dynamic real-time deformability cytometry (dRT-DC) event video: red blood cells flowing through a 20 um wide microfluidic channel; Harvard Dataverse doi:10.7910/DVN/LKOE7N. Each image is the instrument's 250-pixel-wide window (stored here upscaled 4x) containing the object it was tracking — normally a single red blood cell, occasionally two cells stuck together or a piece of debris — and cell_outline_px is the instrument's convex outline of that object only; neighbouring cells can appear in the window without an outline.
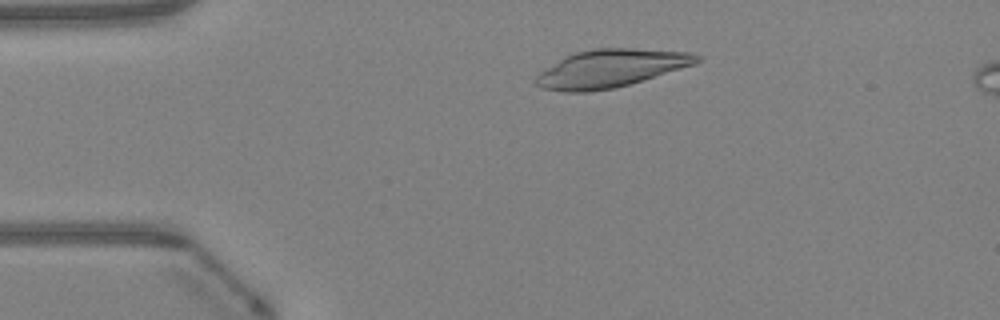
{"species": "Egyptian fruit bat (a non-hibernating species)", "species_latin": "Rousettus aegyptiacus", "temperature_condition": "warm", "stored_images_in_passage": 46, "camera_frame_rate_fps": 3000, "um_per_image_px": 0.085, "animal": {"sex": "female"}, "frame": {"image": 1, "passage_image": 8, "time_ms": 2.333, "image_size_px": [1000, 320], "cell_outline_px": [[700, 60], [696, 64], [616, 88], [588, 92], [564, 92], [544, 88], [536, 84], [532, 80], [540, 72], [564, 56], [576, 52], [596, 48], [628, 48], [692, 52], [700, 56]], "centroid_in_image_um": [51.9, 5.82], "position_along_channel_um": 33.1, "area_um2": 35.49}}
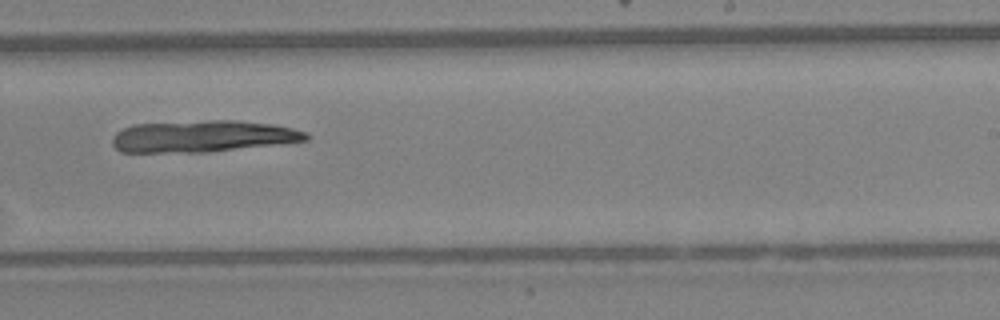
{"frame": {"image": 2, "passage_image": 28, "time_ms": 9.0, "image_size_px": [1000, 320], "cell_outline_px": [[308, 140], [204, 152], [120, 152], [112, 144], [112, 136], [116, 132], [132, 124], [208, 120], [232, 120], [272, 124], [292, 128], [308, 132]], "centroid_in_image_um": [17.18, 11.57], "position_along_channel_um": 271.8, "area_um2": 35.55}}
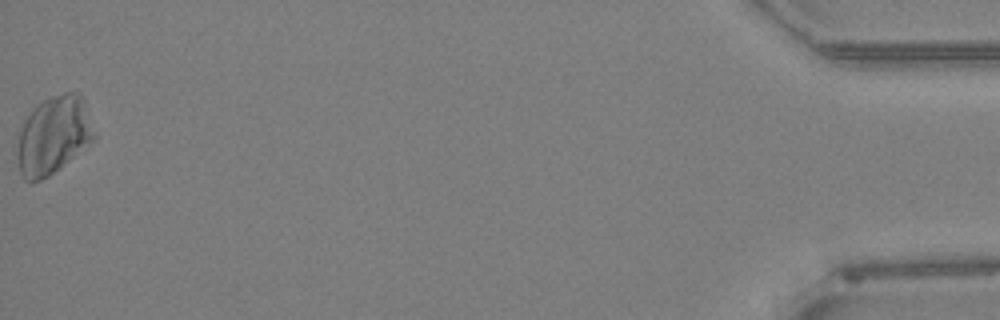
{"frame": {"image": 3, "passage_image": 46, "time_ms": 15.0, "image_size_px": [1000, 320], "cell_outline_px": [[96, 136], [92, 140], [48, 176], [40, 180], [24, 180], [20, 172], [16, 152], [20, 128], [24, 120], [32, 108], [44, 100], [52, 96], [64, 92], [80, 92], [84, 100]], "centroid_in_image_um": [4.51, 11.45], "position_along_channel_um": 430.7, "area_um2": 34.39}}